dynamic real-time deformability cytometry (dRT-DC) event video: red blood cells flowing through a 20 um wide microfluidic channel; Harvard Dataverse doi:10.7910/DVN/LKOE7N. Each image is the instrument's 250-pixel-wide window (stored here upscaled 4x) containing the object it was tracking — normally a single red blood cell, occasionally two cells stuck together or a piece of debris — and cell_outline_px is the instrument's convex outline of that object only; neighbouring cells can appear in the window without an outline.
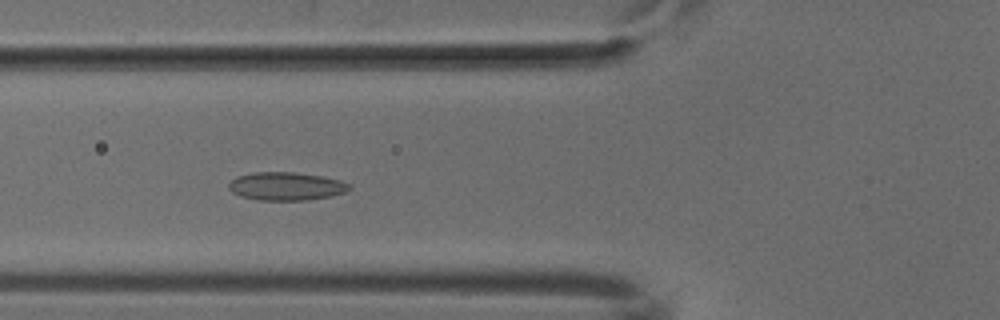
{"species": "common noctule bat (a hibernating species)", "species_latin": "Nyctalus noctula", "temperature_condition": "cold", "stored_images_in_passage": 53, "camera_frame_rate_fps": 3000, "um_per_image_px": 0.085, "animal": {"sex": "male", "body_mass_g": 18.8}, "frame": {"image": 1, "passage_image": 20, "time_ms": 6.333, "image_size_px": [1000, 320], "cell_outline_px": [[352, 188], [344, 192], [332, 196], [308, 200], [256, 200], [240, 196], [232, 192], [228, 188], [228, 184], [236, 176], [252, 172], [292, 172], [320, 176], [340, 180], [352, 184]], "centroid_in_image_um": [24.31, 15.83], "position_along_channel_um": 101.5, "area_um2": 19.94}}
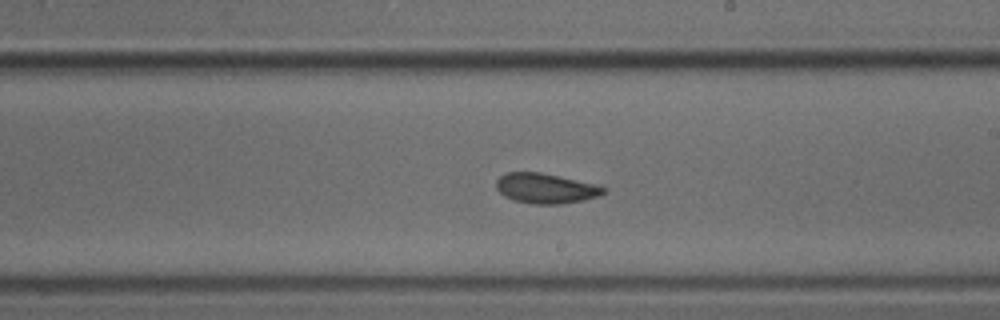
{"frame": {"image": 2, "passage_image": 31, "time_ms": 10.0, "image_size_px": [1000, 320], "cell_outline_px": [[608, 192], [600, 196], [584, 200], [560, 204], [532, 204], [512, 200], [504, 196], [496, 188], [496, 180], [504, 172], [540, 172], [596, 184], [608, 188]], "centroid_in_image_um": [46.4, 16.01], "position_along_channel_um": 242.6, "area_um2": 19.07}}
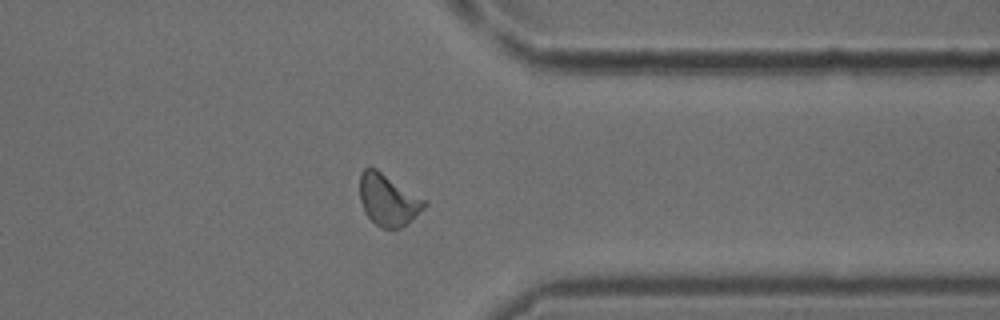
{"frame": {"image": 3, "passage_image": 42, "time_ms": 13.667, "image_size_px": [1000, 320], "cell_outline_px": [[428, 204], [424, 208], [400, 228], [380, 228], [364, 212], [360, 200], [360, 172], [364, 168], [376, 168], [428, 200]], "centroid_in_image_um": [32.99, 16.96], "position_along_channel_um": 378.4, "area_um2": 19.48}}